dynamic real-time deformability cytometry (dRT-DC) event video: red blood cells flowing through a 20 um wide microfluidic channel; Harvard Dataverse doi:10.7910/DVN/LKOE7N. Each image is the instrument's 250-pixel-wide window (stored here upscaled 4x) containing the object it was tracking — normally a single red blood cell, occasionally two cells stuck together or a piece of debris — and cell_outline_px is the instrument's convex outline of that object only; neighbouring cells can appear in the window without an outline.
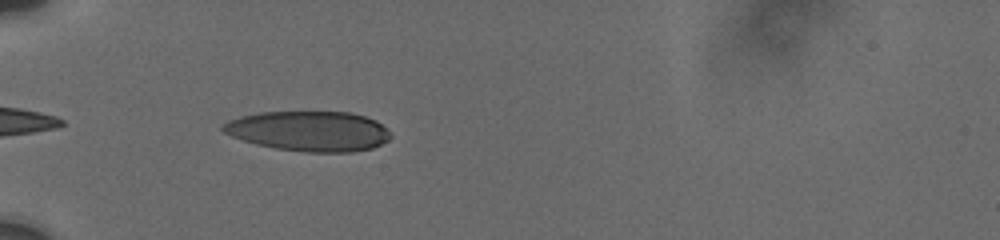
{"species": "human", "species_latin": "Homo sapiens", "temperature_condition": "cold", "stored_images_in_passage": 20, "camera_frame_rate_fps": 3000, "um_per_image_px": 0.085, "donor": {"sex": "male"}, "frame": {"image": 1, "passage_image": 3, "time_ms": 0.667, "image_size_px": [1000, 240], "cell_outline_px": [[392, 136], [388, 140], [372, 148], [352, 152], [308, 152], [276, 148], [256, 144], [232, 136], [224, 132], [220, 128], [220, 124], [228, 120], [240, 116], [260, 112], [352, 112], [376, 120], [388, 128]], "centroid_in_image_um": [26.27, 11.14], "position_along_channel_um": 58.7, "area_um2": 39.3}}
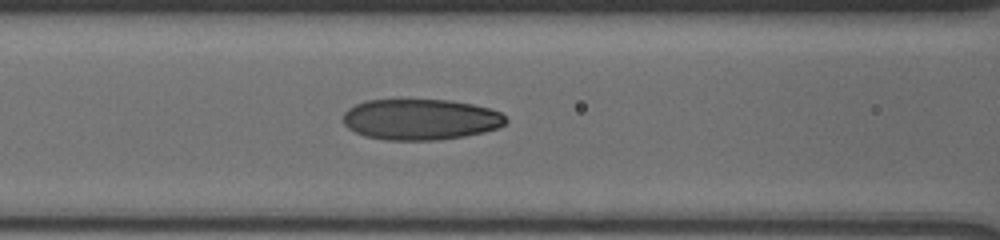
{"frame": {"image": 2, "passage_image": 11, "time_ms": 3.0, "image_size_px": [1000, 240], "cell_outline_px": [[508, 120], [504, 124], [496, 128], [484, 132], [464, 136], [436, 140], [384, 140], [364, 136], [348, 128], [344, 124], [344, 112], [348, 108], [356, 104], [368, 100], [448, 100], [472, 104], [488, 108], [500, 112]], "centroid_in_image_um": [35.73, 10.15], "position_along_channel_um": 130.9, "area_um2": 38.67}}
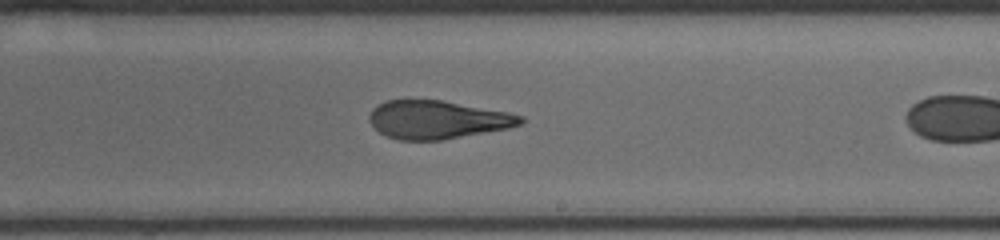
{"frame": {"image": 3, "passage_image": 19, "time_ms": 5.0, "image_size_px": [1000, 240], "cell_outline_px": [[524, 120], [520, 124], [508, 128], [444, 140], [400, 140], [388, 136], [380, 132], [368, 120], [368, 116], [372, 108], [388, 100], [440, 100], [508, 112], [524, 116]], "centroid_in_image_um": [37.18, 10.18], "position_along_channel_um": 251.8, "area_um2": 33.47}}